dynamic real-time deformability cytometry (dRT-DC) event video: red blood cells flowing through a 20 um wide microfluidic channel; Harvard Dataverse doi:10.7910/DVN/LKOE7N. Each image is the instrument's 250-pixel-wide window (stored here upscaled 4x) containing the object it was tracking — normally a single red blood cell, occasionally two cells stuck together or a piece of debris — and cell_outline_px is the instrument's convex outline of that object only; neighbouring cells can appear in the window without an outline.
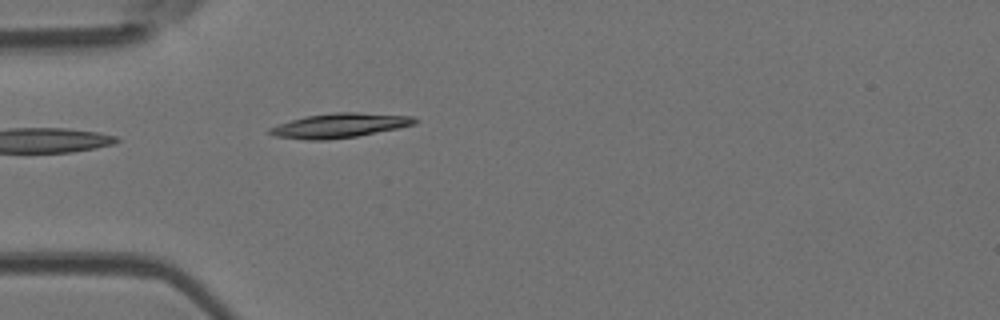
{"species": "Egyptian fruit bat (a non-hibernating species)", "species_latin": "Rousettus aegyptiacus", "temperature_condition": "room temperature", "stored_images_in_passage": 1, "camera_frame_rate_fps": 3000, "um_per_image_px": 0.085, "animal": {"sex": "female"}, "frame": {"image": 1, "passage_image": 1, "time_ms": 0.0, "image_size_px": [1000, 320], "cell_outline_px": [[420, 120], [416, 124], [400, 128], [356, 136], [328, 140], [308, 140], [276, 136], [268, 132], [268, 128], [292, 120], [308, 116], [336, 112], [356, 112], [412, 116]], "centroid_in_image_um": [28.93, 10.67], "position_along_channel_um": 56.1, "area_um2": 20.52}}